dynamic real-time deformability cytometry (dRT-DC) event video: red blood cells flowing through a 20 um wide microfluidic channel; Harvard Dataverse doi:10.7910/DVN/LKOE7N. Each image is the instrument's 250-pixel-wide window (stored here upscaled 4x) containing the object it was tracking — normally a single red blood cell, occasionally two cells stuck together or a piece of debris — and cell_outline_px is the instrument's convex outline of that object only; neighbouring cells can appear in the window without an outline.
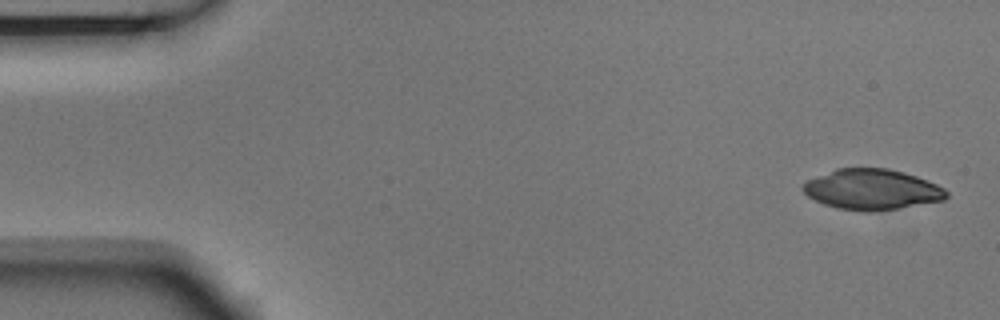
{"species": "Egyptian fruit bat (a non-hibernating species)", "species_latin": "Rousettus aegyptiacus", "temperature_condition": "room temperature", "stored_images_in_passage": 7, "camera_frame_rate_fps": 3000, "um_per_image_px": 0.085, "animal": {"sex": "male"}, "frame": {"image": 1, "passage_image": 1, "time_ms": 0.0, "image_size_px": [1000, 320], "cell_outline_px": [[948, 196], [944, 200], [896, 208], [868, 212], [864, 212], [836, 208], [824, 204], [808, 196], [800, 188], [808, 180], [836, 168], [888, 168], [904, 172], [928, 180], [944, 188], [948, 192]], "centroid_in_image_um": [74.11, 16.1], "position_along_channel_um": 10.9, "area_um2": 33.76}}